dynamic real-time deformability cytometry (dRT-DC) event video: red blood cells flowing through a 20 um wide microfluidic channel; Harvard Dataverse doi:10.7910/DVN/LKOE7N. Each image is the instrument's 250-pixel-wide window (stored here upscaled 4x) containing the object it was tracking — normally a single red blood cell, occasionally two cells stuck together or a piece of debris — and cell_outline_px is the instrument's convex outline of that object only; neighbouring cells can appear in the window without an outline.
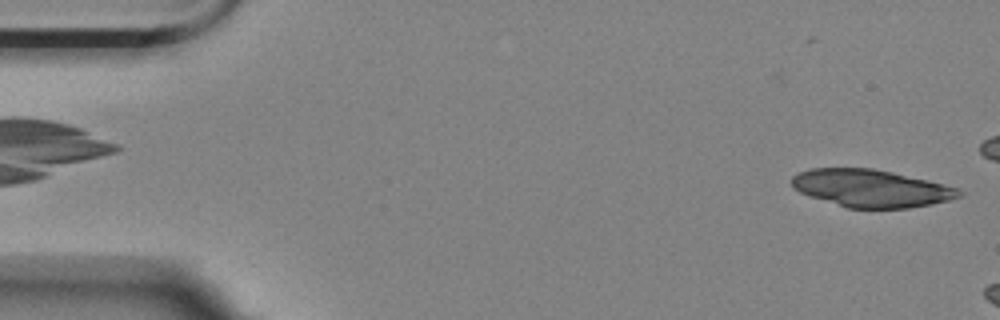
{"species": "Egyptian fruit bat (a non-hibernating species)", "species_latin": "Rousettus aegyptiacus", "temperature_condition": "room temperature", "stored_images_in_passage": 5, "camera_frame_rate_fps": 3000, "um_per_image_px": 0.085, "animal": {"sex": "female"}, "frame": {"image": 1, "passage_image": 5, "time_ms": 4.667, "image_size_px": [1000, 320], "cell_outline_px": [[964, 196], [932, 204], [908, 208], [848, 208], [808, 196], [792, 188], [792, 176], [808, 168], [872, 168], [892, 172], [928, 180], [956, 188], [964, 192]], "centroid_in_image_um": [74.03, 16.0], "position_along_channel_um": 11.0, "area_um2": 36.59}}